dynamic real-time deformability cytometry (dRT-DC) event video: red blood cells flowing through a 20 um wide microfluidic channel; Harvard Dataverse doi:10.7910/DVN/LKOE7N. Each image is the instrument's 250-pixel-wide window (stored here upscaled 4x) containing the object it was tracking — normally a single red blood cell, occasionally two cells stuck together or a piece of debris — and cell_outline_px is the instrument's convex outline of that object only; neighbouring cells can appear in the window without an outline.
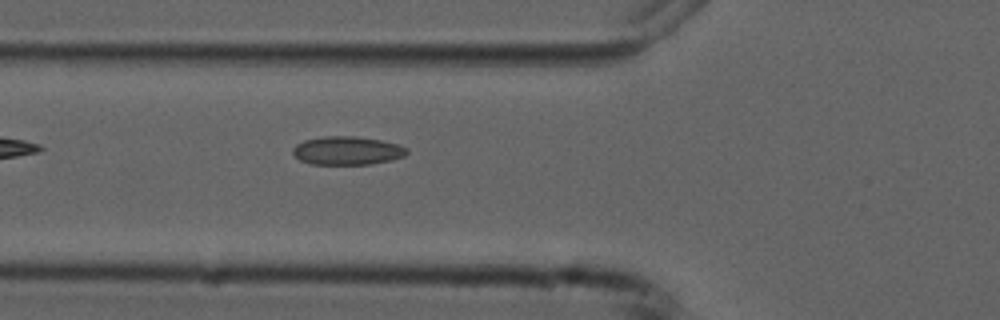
{"species": "common noctule bat (a hibernating species)", "species_latin": "Nyctalus noctula", "temperature_condition": "cold", "stored_images_in_passage": 2, "camera_frame_rate_fps": 3000, "um_per_image_px": 0.085, "animal": {"sex": "male", "forearm_length_mm": 52.5}, "frame": {"image": 1, "passage_image": 2, "time_ms": 1.0, "image_size_px": [1000, 320], "cell_outline_px": [[408, 152], [404, 156], [392, 160], [368, 164], [312, 164], [300, 160], [292, 152], [292, 148], [296, 144], [304, 140], [324, 136], [356, 136], [380, 140], [396, 144], [408, 148]], "centroid_in_image_um": [29.5, 12.8], "position_along_channel_um": 96.3, "area_um2": 18.84}}